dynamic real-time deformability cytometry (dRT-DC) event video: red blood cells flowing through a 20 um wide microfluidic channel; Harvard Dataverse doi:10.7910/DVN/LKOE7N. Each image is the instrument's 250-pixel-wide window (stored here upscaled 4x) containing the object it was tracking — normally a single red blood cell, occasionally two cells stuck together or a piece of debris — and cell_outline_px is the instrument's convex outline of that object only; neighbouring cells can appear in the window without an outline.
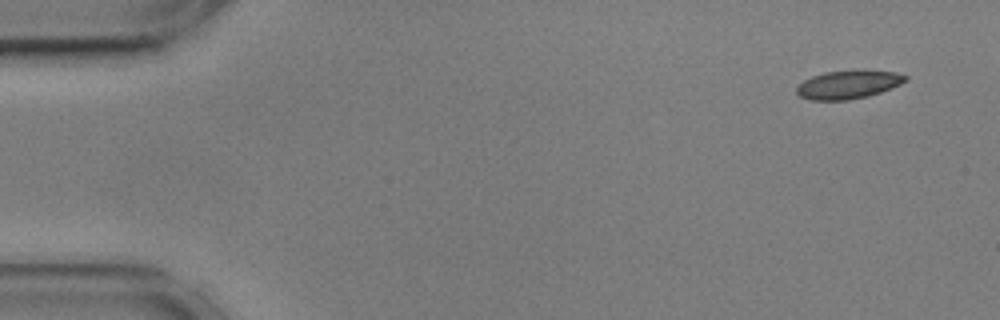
{"species": "common noctule bat (a hibernating species)", "species_latin": "Nyctalus noctula", "temperature_condition": "cold", "stored_images_in_passage": 53, "camera_frame_rate_fps": 3000, "um_per_image_px": 0.085, "animal": {"sex": "male", "body_mass_g": 17.9, "forearm_length_mm": 54.2}, "frame": {"image": 1, "passage_image": 1, "time_ms": 0.0, "image_size_px": [1000, 320], "cell_outline_px": [[908, 80], [892, 88], [868, 96], [848, 100], [812, 100], [800, 96], [796, 92], [796, 88], [804, 80], [812, 76], [824, 72], [856, 68], [896, 72], [908, 76]], "centroid_in_image_um": [72.14, 7.15], "position_along_channel_um": 12.9, "area_um2": 18.44}}
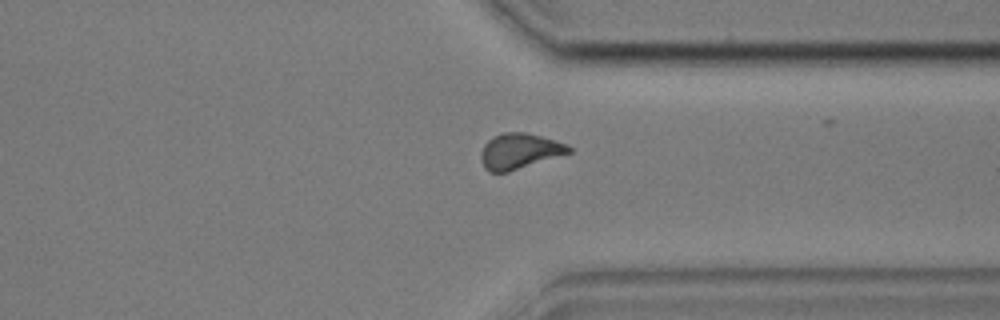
{"frame": {"image": 2, "passage_image": 40, "time_ms": 13.0, "image_size_px": [1000, 320], "cell_outline_px": [[572, 152], [508, 172], [488, 172], [484, 168], [480, 156], [480, 152], [484, 144], [492, 136], [504, 132], [528, 132], [556, 140], [568, 144], [572, 148]], "centroid_in_image_um": [44.15, 12.83], "position_along_channel_um": 367.3, "area_um2": 18.44}}
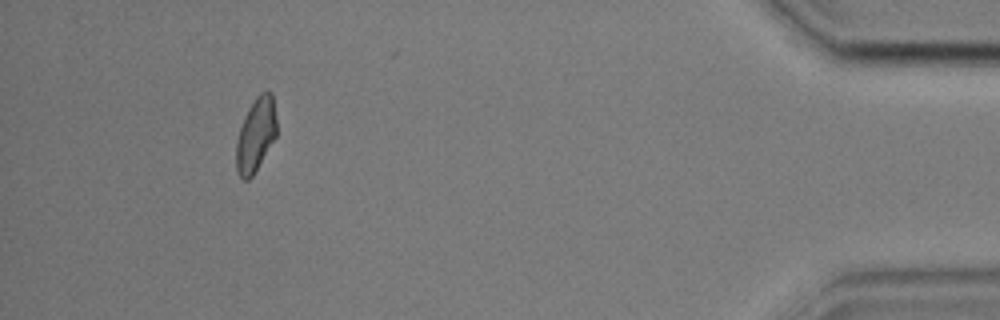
{"frame": {"image": 3, "passage_image": 49, "time_ms": 16.0, "image_size_px": [1000, 320], "cell_outline_px": [[276, 136], [252, 176], [248, 180], [244, 180], [240, 176], [236, 168], [236, 140], [244, 116], [248, 108], [256, 96], [260, 92], [272, 92], [276, 120]], "centroid_in_image_um": [21.73, 11.44], "position_along_channel_um": 413.5, "area_um2": 17.22}, "authors_computed_cell_mechanics": {"area_um2": 18.4382, "velocity_mm_per_s": 3.593, "shape_relaxation_time_tau1_ms": null, "shape_relaxation_time_tau2_ms": 4.364, "deformation_change_tau1": null, "deformation_change_tau2": 0.0761}}